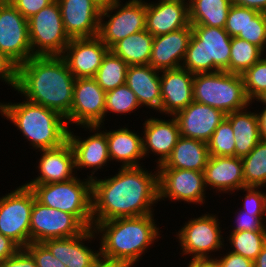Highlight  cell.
<instances>
[{
  "instance_id": "obj_52",
  "label": "cell",
  "mask_w": 266,
  "mask_h": 267,
  "mask_svg": "<svg viewBox=\"0 0 266 267\" xmlns=\"http://www.w3.org/2000/svg\"><path fill=\"white\" fill-rule=\"evenodd\" d=\"M187 267H216L214 259H192L189 261Z\"/></svg>"
},
{
  "instance_id": "obj_38",
  "label": "cell",
  "mask_w": 266,
  "mask_h": 267,
  "mask_svg": "<svg viewBox=\"0 0 266 267\" xmlns=\"http://www.w3.org/2000/svg\"><path fill=\"white\" fill-rule=\"evenodd\" d=\"M207 145L209 156H235V136L227 118L216 128Z\"/></svg>"
},
{
  "instance_id": "obj_11",
  "label": "cell",
  "mask_w": 266,
  "mask_h": 267,
  "mask_svg": "<svg viewBox=\"0 0 266 267\" xmlns=\"http://www.w3.org/2000/svg\"><path fill=\"white\" fill-rule=\"evenodd\" d=\"M34 193L25 184L0 197V233L20 248L30 243V220Z\"/></svg>"
},
{
  "instance_id": "obj_39",
  "label": "cell",
  "mask_w": 266,
  "mask_h": 267,
  "mask_svg": "<svg viewBox=\"0 0 266 267\" xmlns=\"http://www.w3.org/2000/svg\"><path fill=\"white\" fill-rule=\"evenodd\" d=\"M245 92L250 101L266 90V55L262 56L242 75Z\"/></svg>"
},
{
  "instance_id": "obj_9",
  "label": "cell",
  "mask_w": 266,
  "mask_h": 267,
  "mask_svg": "<svg viewBox=\"0 0 266 267\" xmlns=\"http://www.w3.org/2000/svg\"><path fill=\"white\" fill-rule=\"evenodd\" d=\"M121 3L118 1L101 10L98 37L109 49L119 40L146 29L145 0Z\"/></svg>"
},
{
  "instance_id": "obj_31",
  "label": "cell",
  "mask_w": 266,
  "mask_h": 267,
  "mask_svg": "<svg viewBox=\"0 0 266 267\" xmlns=\"http://www.w3.org/2000/svg\"><path fill=\"white\" fill-rule=\"evenodd\" d=\"M154 36L146 29L116 42L110 51L130 65L149 64Z\"/></svg>"
},
{
  "instance_id": "obj_3",
  "label": "cell",
  "mask_w": 266,
  "mask_h": 267,
  "mask_svg": "<svg viewBox=\"0 0 266 267\" xmlns=\"http://www.w3.org/2000/svg\"><path fill=\"white\" fill-rule=\"evenodd\" d=\"M155 223L154 213L93 223V229L100 238V256L125 267H135L142 254L145 255L160 238L161 231Z\"/></svg>"
},
{
  "instance_id": "obj_48",
  "label": "cell",
  "mask_w": 266,
  "mask_h": 267,
  "mask_svg": "<svg viewBox=\"0 0 266 267\" xmlns=\"http://www.w3.org/2000/svg\"><path fill=\"white\" fill-rule=\"evenodd\" d=\"M217 257L214 258L216 267H254L252 260L231 251H228L223 256Z\"/></svg>"
},
{
  "instance_id": "obj_54",
  "label": "cell",
  "mask_w": 266,
  "mask_h": 267,
  "mask_svg": "<svg viewBox=\"0 0 266 267\" xmlns=\"http://www.w3.org/2000/svg\"><path fill=\"white\" fill-rule=\"evenodd\" d=\"M254 267H266V245L258 254L257 258L253 261Z\"/></svg>"
},
{
  "instance_id": "obj_15",
  "label": "cell",
  "mask_w": 266,
  "mask_h": 267,
  "mask_svg": "<svg viewBox=\"0 0 266 267\" xmlns=\"http://www.w3.org/2000/svg\"><path fill=\"white\" fill-rule=\"evenodd\" d=\"M0 52L17 66L33 57L28 20L12 4L0 3Z\"/></svg>"
},
{
  "instance_id": "obj_23",
  "label": "cell",
  "mask_w": 266,
  "mask_h": 267,
  "mask_svg": "<svg viewBox=\"0 0 266 267\" xmlns=\"http://www.w3.org/2000/svg\"><path fill=\"white\" fill-rule=\"evenodd\" d=\"M187 0H158L146 2V30L154 37L187 27L189 10Z\"/></svg>"
},
{
  "instance_id": "obj_53",
  "label": "cell",
  "mask_w": 266,
  "mask_h": 267,
  "mask_svg": "<svg viewBox=\"0 0 266 267\" xmlns=\"http://www.w3.org/2000/svg\"><path fill=\"white\" fill-rule=\"evenodd\" d=\"M91 267H125L123 264L99 256Z\"/></svg>"
},
{
  "instance_id": "obj_44",
  "label": "cell",
  "mask_w": 266,
  "mask_h": 267,
  "mask_svg": "<svg viewBox=\"0 0 266 267\" xmlns=\"http://www.w3.org/2000/svg\"><path fill=\"white\" fill-rule=\"evenodd\" d=\"M25 249L35 259L37 267H67L43 243H29Z\"/></svg>"
},
{
  "instance_id": "obj_12",
  "label": "cell",
  "mask_w": 266,
  "mask_h": 267,
  "mask_svg": "<svg viewBox=\"0 0 266 267\" xmlns=\"http://www.w3.org/2000/svg\"><path fill=\"white\" fill-rule=\"evenodd\" d=\"M86 227L71 213L34 203L30 220V243H43L45 240L75 237Z\"/></svg>"
},
{
  "instance_id": "obj_35",
  "label": "cell",
  "mask_w": 266,
  "mask_h": 267,
  "mask_svg": "<svg viewBox=\"0 0 266 267\" xmlns=\"http://www.w3.org/2000/svg\"><path fill=\"white\" fill-rule=\"evenodd\" d=\"M243 161L244 185L266 186V141L260 140L254 149L241 158Z\"/></svg>"
},
{
  "instance_id": "obj_42",
  "label": "cell",
  "mask_w": 266,
  "mask_h": 267,
  "mask_svg": "<svg viewBox=\"0 0 266 267\" xmlns=\"http://www.w3.org/2000/svg\"><path fill=\"white\" fill-rule=\"evenodd\" d=\"M235 226H232L231 232L239 231H266V213H249L242 209L236 211ZM266 218V216H265Z\"/></svg>"
},
{
  "instance_id": "obj_49",
  "label": "cell",
  "mask_w": 266,
  "mask_h": 267,
  "mask_svg": "<svg viewBox=\"0 0 266 267\" xmlns=\"http://www.w3.org/2000/svg\"><path fill=\"white\" fill-rule=\"evenodd\" d=\"M19 249L14 241L0 233V262L14 255Z\"/></svg>"
},
{
  "instance_id": "obj_36",
  "label": "cell",
  "mask_w": 266,
  "mask_h": 267,
  "mask_svg": "<svg viewBox=\"0 0 266 267\" xmlns=\"http://www.w3.org/2000/svg\"><path fill=\"white\" fill-rule=\"evenodd\" d=\"M233 250L231 252L242 255L254 261L262 248L266 245V231L231 232L227 236Z\"/></svg>"
},
{
  "instance_id": "obj_6",
  "label": "cell",
  "mask_w": 266,
  "mask_h": 267,
  "mask_svg": "<svg viewBox=\"0 0 266 267\" xmlns=\"http://www.w3.org/2000/svg\"><path fill=\"white\" fill-rule=\"evenodd\" d=\"M26 186L38 202L73 214L86 228L93 227L92 179L75 176L64 182Z\"/></svg>"
},
{
  "instance_id": "obj_26",
  "label": "cell",
  "mask_w": 266,
  "mask_h": 267,
  "mask_svg": "<svg viewBox=\"0 0 266 267\" xmlns=\"http://www.w3.org/2000/svg\"><path fill=\"white\" fill-rule=\"evenodd\" d=\"M205 185L216 193H235L244 185L243 161L240 157L209 156L204 169ZM211 186V188H210Z\"/></svg>"
},
{
  "instance_id": "obj_14",
  "label": "cell",
  "mask_w": 266,
  "mask_h": 267,
  "mask_svg": "<svg viewBox=\"0 0 266 267\" xmlns=\"http://www.w3.org/2000/svg\"><path fill=\"white\" fill-rule=\"evenodd\" d=\"M204 172L185 169H158V201H186L204 204L206 199Z\"/></svg>"
},
{
  "instance_id": "obj_25",
  "label": "cell",
  "mask_w": 266,
  "mask_h": 267,
  "mask_svg": "<svg viewBox=\"0 0 266 267\" xmlns=\"http://www.w3.org/2000/svg\"><path fill=\"white\" fill-rule=\"evenodd\" d=\"M192 34L189 24L185 28L155 36L149 65L159 71L182 67Z\"/></svg>"
},
{
  "instance_id": "obj_1",
  "label": "cell",
  "mask_w": 266,
  "mask_h": 267,
  "mask_svg": "<svg viewBox=\"0 0 266 267\" xmlns=\"http://www.w3.org/2000/svg\"><path fill=\"white\" fill-rule=\"evenodd\" d=\"M142 167L145 166L120 167L112 177L92 179L93 223L154 212L152 206L158 203V167L154 172Z\"/></svg>"
},
{
  "instance_id": "obj_51",
  "label": "cell",
  "mask_w": 266,
  "mask_h": 267,
  "mask_svg": "<svg viewBox=\"0 0 266 267\" xmlns=\"http://www.w3.org/2000/svg\"><path fill=\"white\" fill-rule=\"evenodd\" d=\"M259 124L260 138L266 141V106L262 111L256 112Z\"/></svg>"
},
{
  "instance_id": "obj_45",
  "label": "cell",
  "mask_w": 266,
  "mask_h": 267,
  "mask_svg": "<svg viewBox=\"0 0 266 267\" xmlns=\"http://www.w3.org/2000/svg\"><path fill=\"white\" fill-rule=\"evenodd\" d=\"M55 0H14L11 4L26 18L38 13Z\"/></svg>"
},
{
  "instance_id": "obj_4",
  "label": "cell",
  "mask_w": 266,
  "mask_h": 267,
  "mask_svg": "<svg viewBox=\"0 0 266 267\" xmlns=\"http://www.w3.org/2000/svg\"><path fill=\"white\" fill-rule=\"evenodd\" d=\"M0 113L17 127L35 150L52 149L67 141L65 118L52 109L26 99L18 103H1Z\"/></svg>"
},
{
  "instance_id": "obj_40",
  "label": "cell",
  "mask_w": 266,
  "mask_h": 267,
  "mask_svg": "<svg viewBox=\"0 0 266 267\" xmlns=\"http://www.w3.org/2000/svg\"><path fill=\"white\" fill-rule=\"evenodd\" d=\"M259 11L232 4L229 9L225 30L231 37H236L240 32H244L249 21L252 20Z\"/></svg>"
},
{
  "instance_id": "obj_13",
  "label": "cell",
  "mask_w": 266,
  "mask_h": 267,
  "mask_svg": "<svg viewBox=\"0 0 266 267\" xmlns=\"http://www.w3.org/2000/svg\"><path fill=\"white\" fill-rule=\"evenodd\" d=\"M106 92L94 77L77 78L74 82L73 102L70 114L65 118L76 126L104 125Z\"/></svg>"
},
{
  "instance_id": "obj_10",
  "label": "cell",
  "mask_w": 266,
  "mask_h": 267,
  "mask_svg": "<svg viewBox=\"0 0 266 267\" xmlns=\"http://www.w3.org/2000/svg\"><path fill=\"white\" fill-rule=\"evenodd\" d=\"M218 220L216 214L205 213L185 222L175 234L182 250L181 255H191L192 259H214L211 252H220L225 242Z\"/></svg>"
},
{
  "instance_id": "obj_21",
  "label": "cell",
  "mask_w": 266,
  "mask_h": 267,
  "mask_svg": "<svg viewBox=\"0 0 266 267\" xmlns=\"http://www.w3.org/2000/svg\"><path fill=\"white\" fill-rule=\"evenodd\" d=\"M142 143L144 157L150 154L159 156L155 162L156 167L164 164L170 157L174 146L180 138V130L176 119L151 117L143 123ZM152 153H151V152Z\"/></svg>"
},
{
  "instance_id": "obj_7",
  "label": "cell",
  "mask_w": 266,
  "mask_h": 267,
  "mask_svg": "<svg viewBox=\"0 0 266 267\" xmlns=\"http://www.w3.org/2000/svg\"><path fill=\"white\" fill-rule=\"evenodd\" d=\"M193 98L195 102L214 107L226 115L251 105L242 76L227 71L195 74Z\"/></svg>"
},
{
  "instance_id": "obj_34",
  "label": "cell",
  "mask_w": 266,
  "mask_h": 267,
  "mask_svg": "<svg viewBox=\"0 0 266 267\" xmlns=\"http://www.w3.org/2000/svg\"><path fill=\"white\" fill-rule=\"evenodd\" d=\"M263 55L265 53L258 46L247 40L232 37L228 72L242 75Z\"/></svg>"
},
{
  "instance_id": "obj_43",
  "label": "cell",
  "mask_w": 266,
  "mask_h": 267,
  "mask_svg": "<svg viewBox=\"0 0 266 267\" xmlns=\"http://www.w3.org/2000/svg\"><path fill=\"white\" fill-rule=\"evenodd\" d=\"M261 187L245 186L241 190L244 195L243 208L249 213H266V193L260 191ZM259 189V190H258Z\"/></svg>"
},
{
  "instance_id": "obj_20",
  "label": "cell",
  "mask_w": 266,
  "mask_h": 267,
  "mask_svg": "<svg viewBox=\"0 0 266 267\" xmlns=\"http://www.w3.org/2000/svg\"><path fill=\"white\" fill-rule=\"evenodd\" d=\"M180 136L208 142L226 114L209 105L193 101L173 116Z\"/></svg>"
},
{
  "instance_id": "obj_41",
  "label": "cell",
  "mask_w": 266,
  "mask_h": 267,
  "mask_svg": "<svg viewBox=\"0 0 266 267\" xmlns=\"http://www.w3.org/2000/svg\"><path fill=\"white\" fill-rule=\"evenodd\" d=\"M236 37L247 40L266 53V13L259 12L249 21L244 32H240Z\"/></svg>"
},
{
  "instance_id": "obj_47",
  "label": "cell",
  "mask_w": 266,
  "mask_h": 267,
  "mask_svg": "<svg viewBox=\"0 0 266 267\" xmlns=\"http://www.w3.org/2000/svg\"><path fill=\"white\" fill-rule=\"evenodd\" d=\"M0 267H37V265L32 255L25 248H20L14 255L0 262Z\"/></svg>"
},
{
  "instance_id": "obj_2",
  "label": "cell",
  "mask_w": 266,
  "mask_h": 267,
  "mask_svg": "<svg viewBox=\"0 0 266 267\" xmlns=\"http://www.w3.org/2000/svg\"><path fill=\"white\" fill-rule=\"evenodd\" d=\"M75 79L62 56H33L17 67L14 90L66 118L73 102Z\"/></svg>"
},
{
  "instance_id": "obj_30",
  "label": "cell",
  "mask_w": 266,
  "mask_h": 267,
  "mask_svg": "<svg viewBox=\"0 0 266 267\" xmlns=\"http://www.w3.org/2000/svg\"><path fill=\"white\" fill-rule=\"evenodd\" d=\"M248 108L226 115L235 136V156L240 158L248 155L261 140L257 114Z\"/></svg>"
},
{
  "instance_id": "obj_5",
  "label": "cell",
  "mask_w": 266,
  "mask_h": 267,
  "mask_svg": "<svg viewBox=\"0 0 266 267\" xmlns=\"http://www.w3.org/2000/svg\"><path fill=\"white\" fill-rule=\"evenodd\" d=\"M191 36L182 67L195 74L227 71L231 39L225 28L191 25Z\"/></svg>"
},
{
  "instance_id": "obj_18",
  "label": "cell",
  "mask_w": 266,
  "mask_h": 267,
  "mask_svg": "<svg viewBox=\"0 0 266 267\" xmlns=\"http://www.w3.org/2000/svg\"><path fill=\"white\" fill-rule=\"evenodd\" d=\"M67 35L72 38L98 36L102 8L94 0H57Z\"/></svg>"
},
{
  "instance_id": "obj_50",
  "label": "cell",
  "mask_w": 266,
  "mask_h": 267,
  "mask_svg": "<svg viewBox=\"0 0 266 267\" xmlns=\"http://www.w3.org/2000/svg\"><path fill=\"white\" fill-rule=\"evenodd\" d=\"M233 4L266 13V0H231Z\"/></svg>"
},
{
  "instance_id": "obj_56",
  "label": "cell",
  "mask_w": 266,
  "mask_h": 267,
  "mask_svg": "<svg viewBox=\"0 0 266 267\" xmlns=\"http://www.w3.org/2000/svg\"><path fill=\"white\" fill-rule=\"evenodd\" d=\"M255 101H258L259 103H263V105H266V90L263 91L260 95H258L253 101H251L254 103Z\"/></svg>"
},
{
  "instance_id": "obj_19",
  "label": "cell",
  "mask_w": 266,
  "mask_h": 267,
  "mask_svg": "<svg viewBox=\"0 0 266 267\" xmlns=\"http://www.w3.org/2000/svg\"><path fill=\"white\" fill-rule=\"evenodd\" d=\"M193 78L194 74L183 67L160 71V114L172 117L194 101Z\"/></svg>"
},
{
  "instance_id": "obj_27",
  "label": "cell",
  "mask_w": 266,
  "mask_h": 267,
  "mask_svg": "<svg viewBox=\"0 0 266 267\" xmlns=\"http://www.w3.org/2000/svg\"><path fill=\"white\" fill-rule=\"evenodd\" d=\"M160 71L147 65H130L125 84L137 96L141 107L145 106L160 113L161 85Z\"/></svg>"
},
{
  "instance_id": "obj_28",
  "label": "cell",
  "mask_w": 266,
  "mask_h": 267,
  "mask_svg": "<svg viewBox=\"0 0 266 267\" xmlns=\"http://www.w3.org/2000/svg\"><path fill=\"white\" fill-rule=\"evenodd\" d=\"M110 161L120 162V167H140L144 158L142 137L128 127L106 130Z\"/></svg>"
},
{
  "instance_id": "obj_57",
  "label": "cell",
  "mask_w": 266,
  "mask_h": 267,
  "mask_svg": "<svg viewBox=\"0 0 266 267\" xmlns=\"http://www.w3.org/2000/svg\"><path fill=\"white\" fill-rule=\"evenodd\" d=\"M14 0H0L1 4H11Z\"/></svg>"
},
{
  "instance_id": "obj_33",
  "label": "cell",
  "mask_w": 266,
  "mask_h": 267,
  "mask_svg": "<svg viewBox=\"0 0 266 267\" xmlns=\"http://www.w3.org/2000/svg\"><path fill=\"white\" fill-rule=\"evenodd\" d=\"M128 66L123 59L109 51L94 78L105 92L113 90L125 84Z\"/></svg>"
},
{
  "instance_id": "obj_22",
  "label": "cell",
  "mask_w": 266,
  "mask_h": 267,
  "mask_svg": "<svg viewBox=\"0 0 266 267\" xmlns=\"http://www.w3.org/2000/svg\"><path fill=\"white\" fill-rule=\"evenodd\" d=\"M39 151L42 154L36 167L40 173L25 185L64 182L78 175L75 171L74 152L68 140L59 147Z\"/></svg>"
},
{
  "instance_id": "obj_37",
  "label": "cell",
  "mask_w": 266,
  "mask_h": 267,
  "mask_svg": "<svg viewBox=\"0 0 266 267\" xmlns=\"http://www.w3.org/2000/svg\"><path fill=\"white\" fill-rule=\"evenodd\" d=\"M141 108L137 96L123 84L113 90L107 91L105 96V116L107 113L127 114Z\"/></svg>"
},
{
  "instance_id": "obj_29",
  "label": "cell",
  "mask_w": 266,
  "mask_h": 267,
  "mask_svg": "<svg viewBox=\"0 0 266 267\" xmlns=\"http://www.w3.org/2000/svg\"><path fill=\"white\" fill-rule=\"evenodd\" d=\"M209 159L206 142L180 136L170 157L158 169H185L204 172Z\"/></svg>"
},
{
  "instance_id": "obj_24",
  "label": "cell",
  "mask_w": 266,
  "mask_h": 267,
  "mask_svg": "<svg viewBox=\"0 0 266 267\" xmlns=\"http://www.w3.org/2000/svg\"><path fill=\"white\" fill-rule=\"evenodd\" d=\"M93 238L96 239L97 235L91 227L75 237L49 239L43 244L67 267H91L100 256V251H94L84 241L92 242Z\"/></svg>"
},
{
  "instance_id": "obj_46",
  "label": "cell",
  "mask_w": 266,
  "mask_h": 267,
  "mask_svg": "<svg viewBox=\"0 0 266 267\" xmlns=\"http://www.w3.org/2000/svg\"><path fill=\"white\" fill-rule=\"evenodd\" d=\"M17 67L9 57L0 52V80L13 89L17 82Z\"/></svg>"
},
{
  "instance_id": "obj_16",
  "label": "cell",
  "mask_w": 266,
  "mask_h": 267,
  "mask_svg": "<svg viewBox=\"0 0 266 267\" xmlns=\"http://www.w3.org/2000/svg\"><path fill=\"white\" fill-rule=\"evenodd\" d=\"M103 124L94 126H79L85 131L89 130L94 134L88 135L86 139L74 135L71 129L68 130L67 140L71 144L74 152L75 171L84 168L93 169L87 177L94 179V174L99 169H102L110 161L108 142L106 138V129L101 131ZM106 164V165H105ZM81 168V169H80ZM77 169V170H76Z\"/></svg>"
},
{
  "instance_id": "obj_32",
  "label": "cell",
  "mask_w": 266,
  "mask_h": 267,
  "mask_svg": "<svg viewBox=\"0 0 266 267\" xmlns=\"http://www.w3.org/2000/svg\"><path fill=\"white\" fill-rule=\"evenodd\" d=\"M191 25L224 28L231 0H188Z\"/></svg>"
},
{
  "instance_id": "obj_8",
  "label": "cell",
  "mask_w": 266,
  "mask_h": 267,
  "mask_svg": "<svg viewBox=\"0 0 266 267\" xmlns=\"http://www.w3.org/2000/svg\"><path fill=\"white\" fill-rule=\"evenodd\" d=\"M27 20L33 56H62L71 38L65 31L57 0Z\"/></svg>"
},
{
  "instance_id": "obj_17",
  "label": "cell",
  "mask_w": 266,
  "mask_h": 267,
  "mask_svg": "<svg viewBox=\"0 0 266 267\" xmlns=\"http://www.w3.org/2000/svg\"><path fill=\"white\" fill-rule=\"evenodd\" d=\"M110 49L96 37L72 38L62 55L70 72L77 78L95 77Z\"/></svg>"
},
{
  "instance_id": "obj_55",
  "label": "cell",
  "mask_w": 266,
  "mask_h": 267,
  "mask_svg": "<svg viewBox=\"0 0 266 267\" xmlns=\"http://www.w3.org/2000/svg\"><path fill=\"white\" fill-rule=\"evenodd\" d=\"M101 8L113 5L120 0H94Z\"/></svg>"
}]
</instances>
